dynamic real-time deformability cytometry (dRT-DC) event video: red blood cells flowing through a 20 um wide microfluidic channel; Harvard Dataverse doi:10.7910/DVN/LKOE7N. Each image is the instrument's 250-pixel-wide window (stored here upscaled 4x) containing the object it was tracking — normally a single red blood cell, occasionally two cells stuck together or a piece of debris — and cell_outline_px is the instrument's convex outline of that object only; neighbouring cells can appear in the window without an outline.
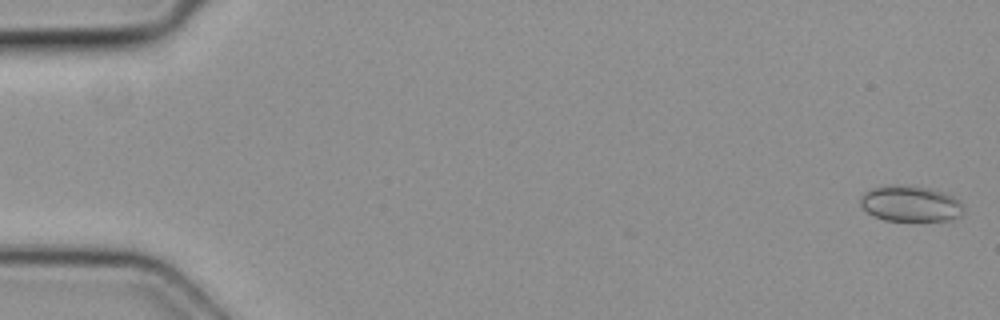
{"species": "common noctule bat (a hibernating species)", "species_latin": "Nyctalus noctula", "temperature_condition": "cold", "stored_images_in_passage": 3, "camera_frame_rate_fps": 3000, "um_per_image_px": 0.085, "animal": {"sex": "female", "body_mass_g": 19.3, "forearm_length_mm": 54.1}, "frame": {"image": 1, "passage_image": 1, "time_ms": 0.0, "image_size_px": [1000, 320], "cell_outline_px": [[964, 212], [960, 216], [948, 220], [884, 220], [868, 212], [860, 204], [860, 196], [864, 192], [872, 188], [888, 184], [904, 184], [928, 188], [952, 196], [960, 200], [964, 204]], "centroid_in_image_um": [77.39, 17.29], "position_along_channel_um": 7.6, "area_um2": 21.62}}